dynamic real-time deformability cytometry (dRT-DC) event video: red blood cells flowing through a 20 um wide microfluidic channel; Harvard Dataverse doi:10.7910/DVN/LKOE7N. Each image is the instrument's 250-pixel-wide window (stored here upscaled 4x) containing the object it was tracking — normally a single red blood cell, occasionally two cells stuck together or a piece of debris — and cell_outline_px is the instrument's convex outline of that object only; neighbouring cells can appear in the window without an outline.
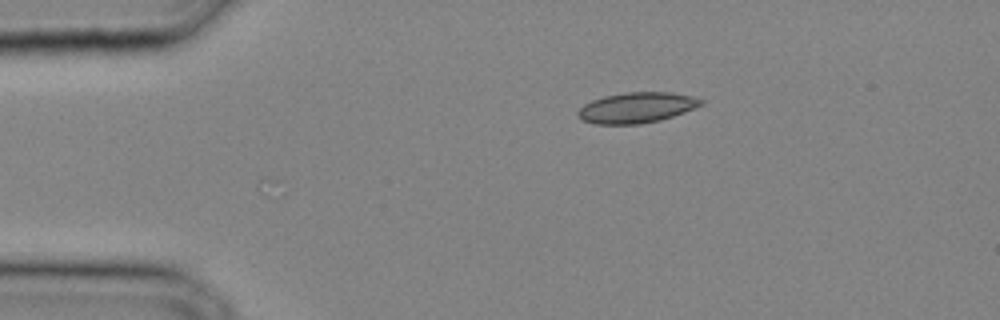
{"species": "common noctule bat (a hibernating species)", "species_latin": "Nyctalus noctula", "temperature_condition": "cold", "stored_images_in_passage": 12, "camera_frame_rate_fps": 3000, "um_per_image_px": 0.085, "animal": {"sex": "male", "body_mass_g": 20.4}, "frame": {"image": 1, "passage_image": 12, "time_ms": 3.667, "image_size_px": [1000, 320], "cell_outline_px": [[704, 104], [684, 112], [660, 120], [640, 124], [596, 124], [584, 120], [576, 116], [576, 112], [584, 104], [592, 100], [604, 96], [624, 92], [672, 92], [692, 96], [704, 100]], "centroid_in_image_um": [54.11, 9.14], "position_along_channel_um": 30.9, "area_um2": 21.96}}